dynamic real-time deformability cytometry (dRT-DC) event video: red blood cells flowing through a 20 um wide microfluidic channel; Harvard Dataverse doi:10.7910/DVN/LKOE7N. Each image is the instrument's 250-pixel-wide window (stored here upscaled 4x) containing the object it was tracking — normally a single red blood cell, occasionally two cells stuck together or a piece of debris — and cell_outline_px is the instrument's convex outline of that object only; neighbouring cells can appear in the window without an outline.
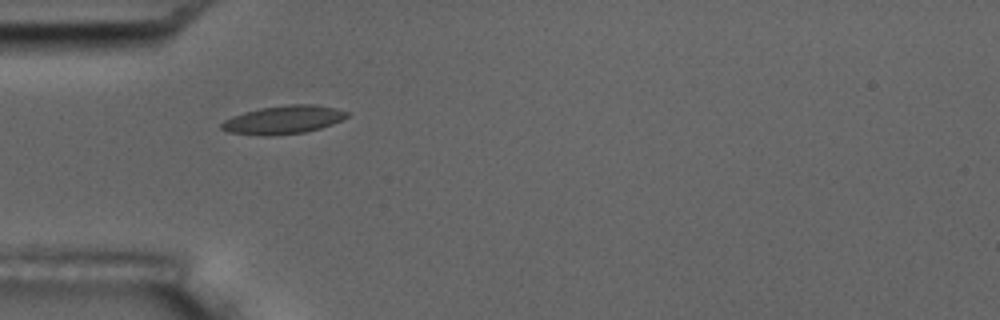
{"species": "common noctule bat (a hibernating species)", "species_latin": "Nyctalus noctula", "temperature_condition": "room temperature", "stored_images_in_passage": 2, "camera_frame_rate_fps": 3000, "um_per_image_px": 0.085, "animal": {"sex": "male", "body_mass_g": 17.5, "forearm_length_mm": 52.3}, "frame": {"image": 1, "passage_image": 1, "time_ms": 0.0, "image_size_px": [1000, 320], "cell_outline_px": [[348, 116], [332, 124], [320, 128], [304, 132], [272, 136], [264, 136], [228, 132], [220, 128], [220, 124], [224, 120], [232, 116], [244, 112], [260, 108], [288, 104], [312, 104], [336, 108], [348, 112]], "centroid_in_image_um": [24.05, 10.18], "position_along_channel_um": 60.9, "area_um2": 20.69}}